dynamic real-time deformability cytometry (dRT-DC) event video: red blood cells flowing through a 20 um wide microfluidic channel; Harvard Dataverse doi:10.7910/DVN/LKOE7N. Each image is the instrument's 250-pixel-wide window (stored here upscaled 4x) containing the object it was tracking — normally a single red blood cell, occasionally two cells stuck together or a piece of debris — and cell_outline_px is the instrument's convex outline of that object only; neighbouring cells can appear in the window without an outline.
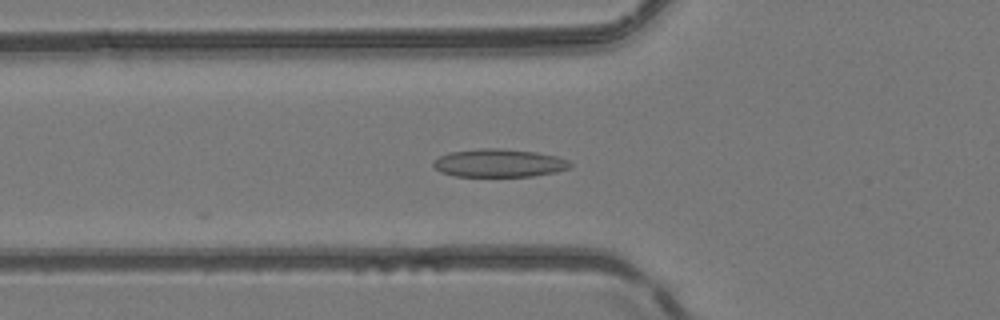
{"species": "common noctule bat (a hibernating species)", "species_latin": "Nyctalus noctula", "temperature_condition": "room temperature", "stored_images_in_passage": 7, "camera_frame_rate_fps": 3000, "um_per_image_px": 0.085, "animal": {"sex": "female", "body_mass_g": 24.6, "forearm_length_mm": 56.2}, "frame": {"image": 1, "passage_image": 4, "time_ms": 1.0, "image_size_px": [1000, 320], "cell_outline_px": [[572, 164], [568, 168], [556, 172], [532, 176], [452, 176], [440, 172], [432, 164], [440, 156], [448, 152], [480, 148], [496, 148], [536, 152], [556, 156], [568, 160]], "centroid_in_image_um": [42.4, 13.86], "position_along_channel_um": 83.4, "area_um2": 22.31}}
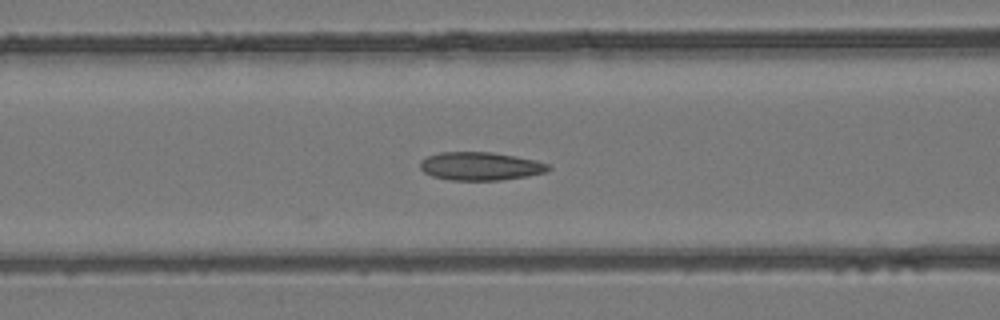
{"frame": {"image": 2, "passage_image": 7, "time_ms": 2.0, "image_size_px": [1000, 320], "cell_outline_px": [[552, 168], [544, 172], [528, 176], [500, 180], [448, 180], [432, 176], [424, 172], [420, 168], [420, 160], [428, 156], [440, 152], [492, 152], [516, 156], [536, 160], [548, 164]], "centroid_in_image_um": [40.82, 14.12], "position_along_channel_um": 125.8, "area_um2": 21.15}}